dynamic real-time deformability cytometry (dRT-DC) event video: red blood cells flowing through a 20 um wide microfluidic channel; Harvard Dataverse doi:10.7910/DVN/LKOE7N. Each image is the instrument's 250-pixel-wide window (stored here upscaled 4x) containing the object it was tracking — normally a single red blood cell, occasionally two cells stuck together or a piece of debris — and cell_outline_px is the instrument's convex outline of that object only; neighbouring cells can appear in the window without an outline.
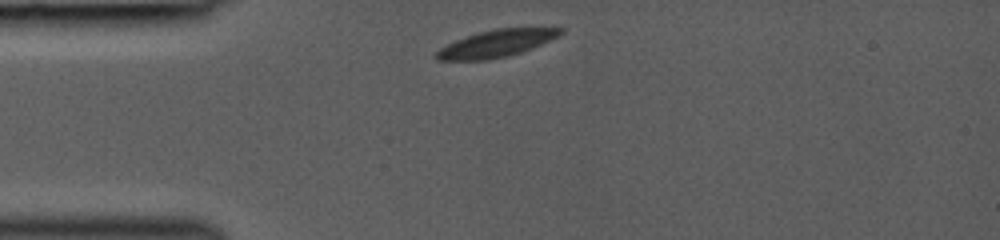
{"species": "common noctule bat (a hibernating species)", "species_latin": "Nyctalus noctula", "temperature_condition": "room temperature", "stored_images_in_passage": 2, "camera_frame_rate_fps": 3000, "um_per_image_px": 0.085, "animal": {"sex": "female", "body_mass_g": 19.0, "forearm_length_mm": 53.3}, "frame": {"image": 1, "passage_image": 1, "time_ms": 0.0, "image_size_px": [1000, 240], "cell_outline_px": [[564, 32], [560, 36], [532, 48], [508, 56], [488, 60], [436, 60], [432, 56], [440, 48], [456, 40], [476, 32], [496, 28], [564, 28]], "centroid_in_image_um": [42.18, 3.7], "position_along_channel_um": 42.8, "area_um2": 19.71}}